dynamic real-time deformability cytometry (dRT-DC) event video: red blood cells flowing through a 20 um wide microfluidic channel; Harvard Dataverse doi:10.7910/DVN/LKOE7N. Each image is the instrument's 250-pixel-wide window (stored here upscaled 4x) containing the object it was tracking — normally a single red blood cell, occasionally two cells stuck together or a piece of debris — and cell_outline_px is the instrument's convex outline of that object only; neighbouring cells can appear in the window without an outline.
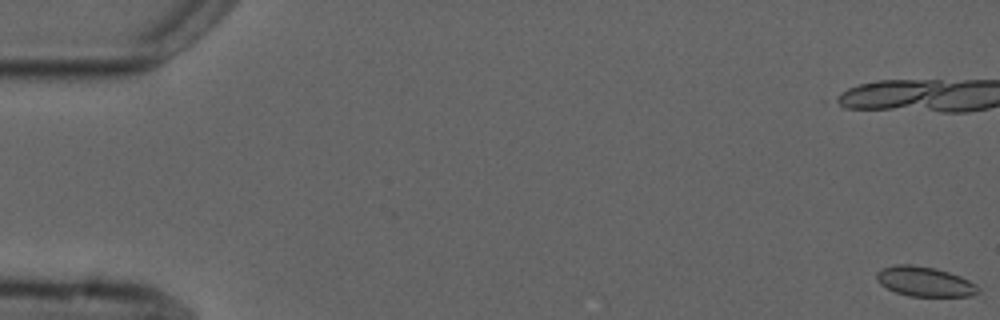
{"species": "common noctule bat (a hibernating species)", "species_latin": "Nyctalus noctula", "temperature_condition": "cold", "stored_images_in_passage": 7, "camera_frame_rate_fps": 3000, "um_per_image_px": 0.085, "animal": {"sex": "male", "forearm_length_mm": 52.5}, "frame": {"image": 1, "passage_image": 1, "time_ms": 0.0, "image_size_px": [1000, 320], "cell_outline_px": [[980, 292], [972, 296], [908, 296], [896, 292], [880, 284], [876, 280], [876, 272], [884, 268], [896, 264], [912, 264], [936, 268], [960, 276], [976, 284], [980, 288]], "centroid_in_image_um": [78.61, 23.93], "position_along_channel_um": 6.4, "area_um2": 17.69}}
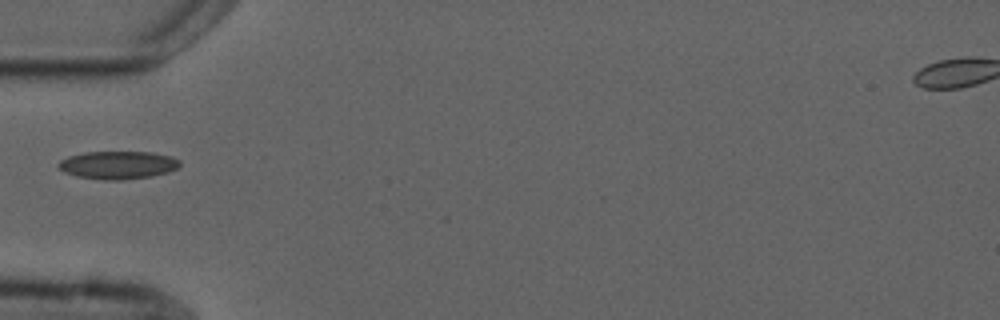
{"frame": {"image": 2, "passage_image": 6, "time_ms": 6.667, "image_size_px": [1000, 320], "cell_outline_px": [[180, 164], [176, 168], [168, 172], [152, 176], [120, 180], [104, 180], [76, 176], [64, 172], [56, 164], [60, 160], [68, 156], [84, 152], [152, 152], [172, 156], [180, 160]], "centroid_in_image_um": [10.01, 14.02], "position_along_channel_um": 75.0, "area_um2": 19.83}}
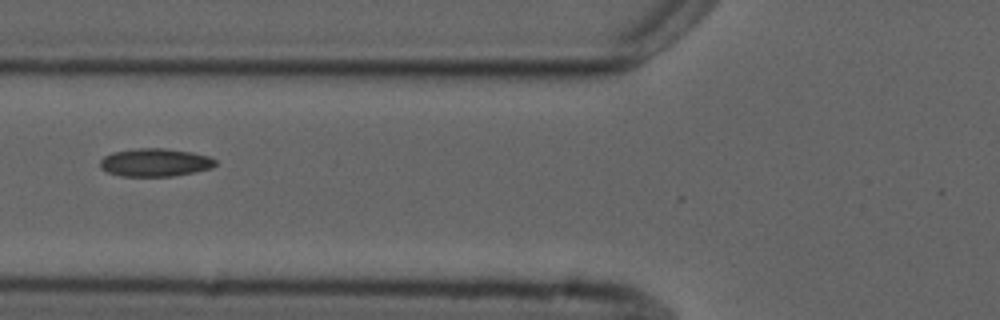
{"frame": {"image": 3, "passage_image": 7, "time_ms": 7.667, "image_size_px": [1000, 320], "cell_outline_px": [[216, 164], [212, 168], [196, 172], [172, 176], [120, 176], [108, 172], [100, 168], [100, 160], [104, 156], [112, 152], [140, 148], [164, 148], [192, 152], [208, 156], [216, 160]], "centroid_in_image_um": [13.18, 13.81], "position_along_channel_um": 112.6, "area_um2": 18.9}}